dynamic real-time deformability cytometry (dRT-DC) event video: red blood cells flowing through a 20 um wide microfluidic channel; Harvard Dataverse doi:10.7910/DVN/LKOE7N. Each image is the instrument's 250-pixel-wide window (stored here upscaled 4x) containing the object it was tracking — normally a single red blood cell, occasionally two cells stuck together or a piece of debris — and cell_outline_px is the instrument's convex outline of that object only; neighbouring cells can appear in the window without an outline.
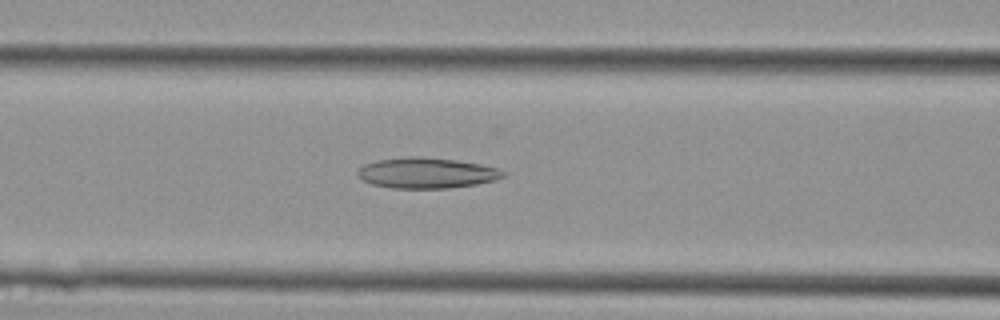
{"species": "Egyptian fruit bat (a non-hibernating species)", "species_latin": "Rousettus aegyptiacus", "temperature_condition": "cold", "stored_images_in_passage": 43, "camera_frame_rate_fps": 3000, "um_per_image_px": 0.085, "animal": {"sex": "female"}, "frame": {"image": 1, "passage_image": 16, "time_ms": 5.0, "image_size_px": [1000, 320], "cell_outline_px": [[504, 176], [496, 180], [476, 184], [448, 188], [392, 188], [372, 184], [364, 180], [356, 172], [364, 164], [376, 160], [408, 156], [420, 156], [456, 160], [480, 164], [500, 168], [504, 172]], "centroid_in_image_um": [36.27, 14.69], "position_along_channel_um": 130.3, "area_um2": 25.95}}
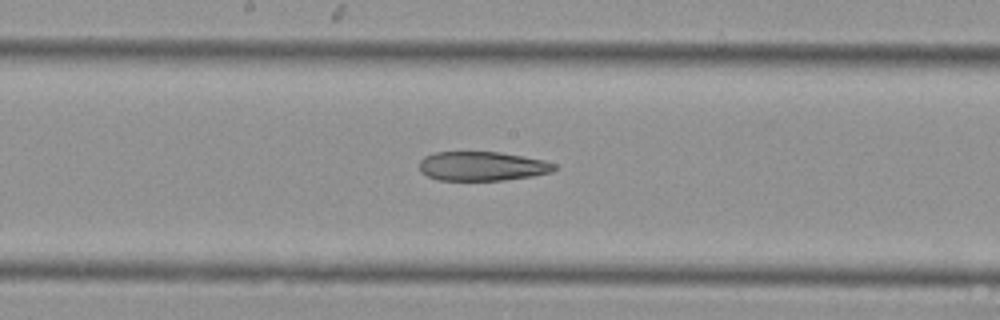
{"frame": {"image": 2, "passage_image": 21, "time_ms": 6.667, "image_size_px": [1000, 320], "cell_outline_px": [[560, 168], [552, 172], [532, 176], [504, 180], [440, 180], [428, 176], [420, 172], [420, 160], [424, 156], [436, 152], [500, 152], [544, 160], [556, 164]], "centroid_in_image_um": [41.02, 14.12], "position_along_channel_um": 207.2, "area_um2": 23.06}}
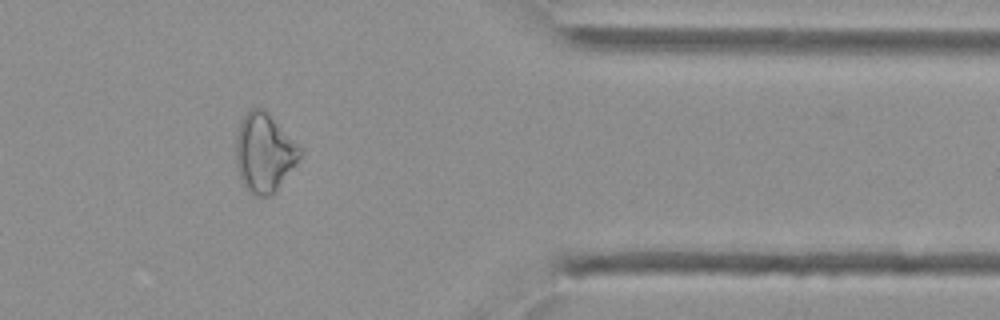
{"frame": {"image": 3, "passage_image": 34, "time_ms": 11.0, "image_size_px": [1000, 320], "cell_outline_px": [[304, 148], [296, 164], [276, 192], [272, 196], [252, 196], [244, 188], [240, 180], [236, 164], [236, 136], [240, 120], [252, 108], [264, 108]], "centroid_in_image_um": [22.47, 13.0], "position_along_channel_um": 388.9, "area_um2": 30.11}}